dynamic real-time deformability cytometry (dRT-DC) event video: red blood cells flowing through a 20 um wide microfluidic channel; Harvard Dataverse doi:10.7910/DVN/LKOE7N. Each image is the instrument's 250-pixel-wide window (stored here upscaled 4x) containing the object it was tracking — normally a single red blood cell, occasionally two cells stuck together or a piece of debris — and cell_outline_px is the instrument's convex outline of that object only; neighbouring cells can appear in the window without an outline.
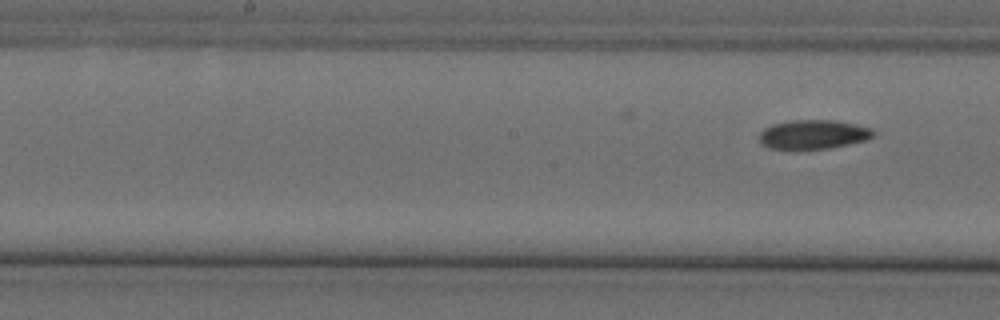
{"species": "Egyptian fruit bat (a non-hibernating species)", "species_latin": "Rousettus aegyptiacus", "temperature_condition": "cold", "stored_images_in_passage": 10, "segment_of_instrument_passage": [2, 2], "camera_frame_rate_fps": 3000, "um_per_image_px": 0.085, "animal": {"sex": "female"}, "frame": {"image": 1, "passage_image": 10, "time_ms": 3.0, "image_size_px": [1000, 320], "cell_outline_px": [[876, 132], [868, 140], [828, 148], [792, 152], [768, 148], [760, 144], [760, 132], [764, 128], [772, 124], [792, 120], [832, 120], [856, 124], [872, 128]], "centroid_in_image_um": [69.08, 11.47], "position_along_channel_um": 179.1, "area_um2": 20.11}}